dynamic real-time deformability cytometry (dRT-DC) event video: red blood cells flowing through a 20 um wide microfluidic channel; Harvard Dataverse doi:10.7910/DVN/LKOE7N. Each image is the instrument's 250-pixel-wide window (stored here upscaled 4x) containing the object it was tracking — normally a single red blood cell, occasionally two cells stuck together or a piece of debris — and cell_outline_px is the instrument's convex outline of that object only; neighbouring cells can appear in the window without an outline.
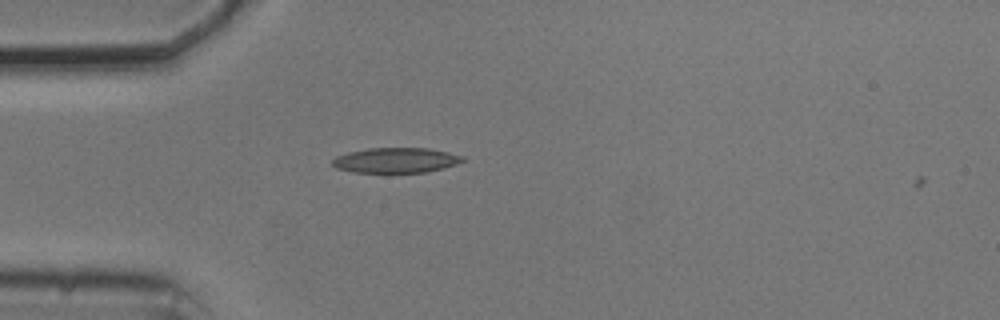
{"species": "common noctule bat (a hibernating species)", "species_latin": "Nyctalus noctula", "temperature_condition": "cold", "stored_images_in_passage": 3, "camera_frame_rate_fps": 3000, "um_per_image_px": 0.085, "animal": {"sex": "male", "body_mass_g": 20.5, "forearm_length_mm": 52.5}, "frame": {"image": 1, "passage_image": 2, "time_ms": 0.333, "image_size_px": [1000, 320], "cell_outline_px": [[464, 160], [456, 164], [444, 168], [424, 172], [352, 172], [336, 168], [332, 164], [332, 160], [336, 156], [348, 152], [368, 148], [428, 148], [448, 152], [464, 156]], "centroid_in_image_um": [33.64, 13.61], "position_along_channel_um": 51.4, "area_um2": 19.02}}